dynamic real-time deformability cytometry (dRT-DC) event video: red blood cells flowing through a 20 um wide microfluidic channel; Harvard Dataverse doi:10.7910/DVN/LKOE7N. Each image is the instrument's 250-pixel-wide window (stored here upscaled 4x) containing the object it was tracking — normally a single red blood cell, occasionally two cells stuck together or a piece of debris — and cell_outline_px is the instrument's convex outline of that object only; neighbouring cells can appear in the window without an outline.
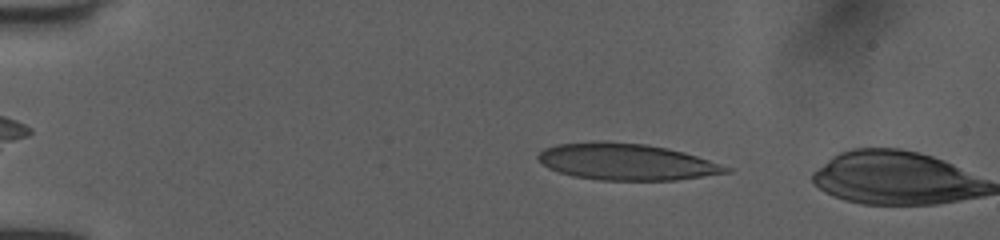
{"species": "human", "species_latin": "Homo sapiens", "temperature_condition": "room temperature", "stored_images_in_passage": 2, "camera_frame_rate_fps": 3000, "um_per_image_px": 0.085, "donor": {"sex": "female"}, "frame": {"image": 1, "passage_image": 1, "time_ms": 0.0, "image_size_px": [1000, 240], "cell_outline_px": [[732, 172], [676, 180], [600, 180], [576, 176], [560, 172], [548, 168], [536, 156], [544, 148], [560, 144], [596, 140], [608, 140], [648, 144], [668, 148], [684, 152], [732, 168]], "centroid_in_image_um": [53.25, 13.73], "position_along_channel_um": 31.7, "area_um2": 40.11}}